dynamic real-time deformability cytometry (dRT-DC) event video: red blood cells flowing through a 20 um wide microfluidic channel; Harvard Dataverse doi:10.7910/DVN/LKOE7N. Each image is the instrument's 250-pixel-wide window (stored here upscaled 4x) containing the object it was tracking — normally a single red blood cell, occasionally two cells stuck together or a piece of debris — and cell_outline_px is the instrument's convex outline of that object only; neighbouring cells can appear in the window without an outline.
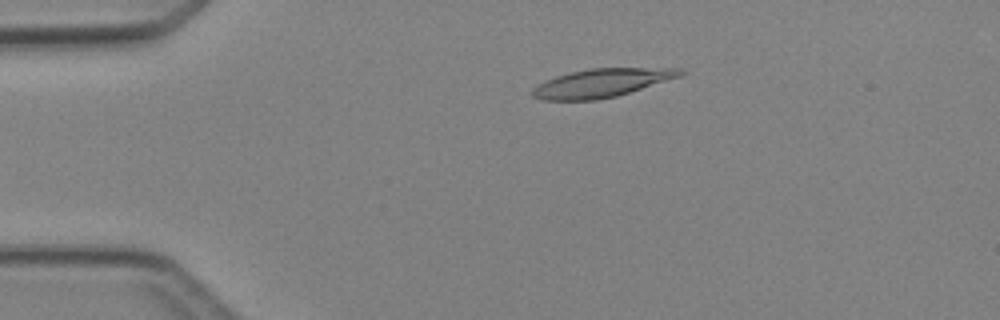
{"species": "Egyptian fruit bat (a non-hibernating species)", "species_latin": "Rousettus aegyptiacus", "temperature_condition": "cold", "stored_images_in_passage": 5, "camera_frame_rate_fps": 3000, "um_per_image_px": 0.085, "animal": {"sex": "female"}, "frame": {"image": 1, "passage_image": 5, "time_ms": 5.333, "image_size_px": [1000, 320], "cell_outline_px": [[688, 72], [680, 76], [616, 96], [596, 100], [540, 100], [532, 96], [532, 88], [544, 80], [556, 76], [588, 68], [684, 68]], "centroid_in_image_um": [51.12, 7.04], "position_along_channel_um": 33.9, "area_um2": 24.45}}